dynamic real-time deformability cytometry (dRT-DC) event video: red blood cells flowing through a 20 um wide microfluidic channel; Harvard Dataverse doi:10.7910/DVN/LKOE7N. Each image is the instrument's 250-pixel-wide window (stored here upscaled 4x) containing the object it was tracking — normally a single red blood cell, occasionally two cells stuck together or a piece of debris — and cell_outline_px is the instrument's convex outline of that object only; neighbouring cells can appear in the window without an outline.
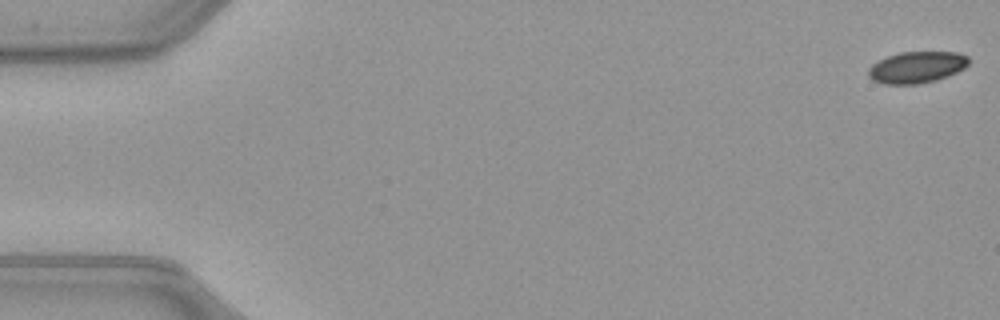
{"species": "common noctule bat (a hibernating species)", "species_latin": "Nyctalus noctula", "temperature_condition": "warm", "stored_images_in_passage": 10, "camera_frame_rate_fps": 3000, "um_per_image_px": 0.085, "animal": {"sex": "female", "body_mass_g": 21.9}, "frame": {"image": 1, "passage_image": 1, "time_ms": 0.0, "image_size_px": [1000, 320], "cell_outline_px": [[968, 64], [964, 68], [948, 76], [936, 80], [920, 84], [884, 84], [872, 80], [868, 76], [868, 68], [872, 64], [888, 56], [900, 52], [956, 52], [968, 56]], "centroid_in_image_um": [77.91, 5.72], "position_along_channel_um": 7.1, "area_um2": 18.44}}